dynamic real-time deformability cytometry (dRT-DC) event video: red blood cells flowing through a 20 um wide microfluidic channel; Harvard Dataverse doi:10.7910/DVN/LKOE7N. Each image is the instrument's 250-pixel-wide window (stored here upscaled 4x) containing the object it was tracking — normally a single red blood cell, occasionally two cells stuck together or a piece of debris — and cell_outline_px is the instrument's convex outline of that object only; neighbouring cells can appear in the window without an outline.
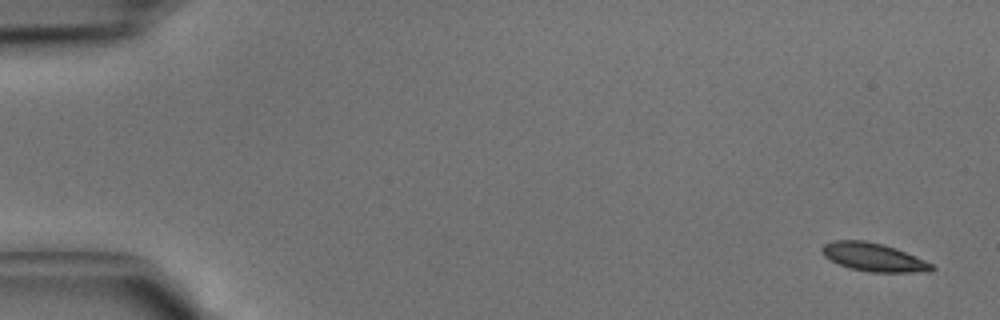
{"species": "common noctule bat (a hibernating species)", "species_latin": "Nyctalus noctula", "temperature_condition": "cold", "stored_images_in_passage": 43, "camera_frame_rate_fps": 3000, "um_per_image_px": 0.085, "animal": {"sex": "male", "body_mass_g": 15.6}, "frame": {"image": 1, "passage_image": 1, "time_ms": 0.0, "image_size_px": [1000, 320], "cell_outline_px": [[936, 268], [932, 272], [868, 272], [848, 268], [824, 256], [820, 252], [820, 248], [824, 244], [832, 240], [864, 240], [884, 244], [896, 248], [924, 260], [932, 264]], "centroid_in_image_um": [74.24, 21.86], "position_along_channel_um": 10.8, "area_um2": 18.26}}
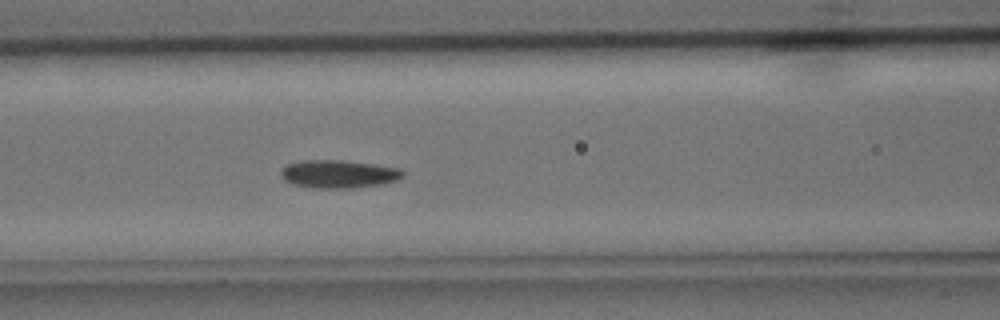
{"frame": {"image": 2, "passage_image": 18, "time_ms": 5.667, "image_size_px": [1000, 320], "cell_outline_px": [[404, 176], [396, 180], [384, 184], [352, 188], [312, 188], [292, 184], [284, 180], [280, 176], [280, 172], [288, 164], [300, 160], [344, 160], [400, 168], [404, 172]], "centroid_in_image_um": [28.77, 14.79], "position_along_channel_um": 137.8, "area_um2": 20.06}}
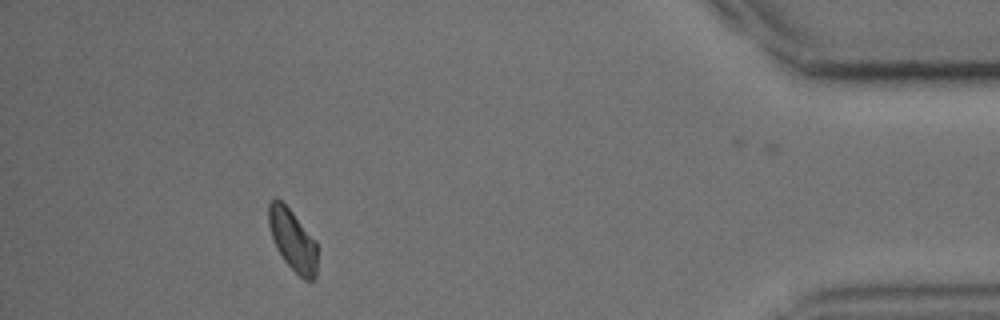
{"frame": {"image": 3, "passage_image": 39, "time_ms": 12.667, "image_size_px": [1000, 320], "cell_outline_px": [[316, 276], [312, 280], [304, 280], [284, 260], [276, 248], [268, 224], [268, 204], [276, 196], [292, 212], [316, 240]], "centroid_in_image_um": [24.86, 20.39], "position_along_channel_um": 410.3, "area_um2": 17.22}}